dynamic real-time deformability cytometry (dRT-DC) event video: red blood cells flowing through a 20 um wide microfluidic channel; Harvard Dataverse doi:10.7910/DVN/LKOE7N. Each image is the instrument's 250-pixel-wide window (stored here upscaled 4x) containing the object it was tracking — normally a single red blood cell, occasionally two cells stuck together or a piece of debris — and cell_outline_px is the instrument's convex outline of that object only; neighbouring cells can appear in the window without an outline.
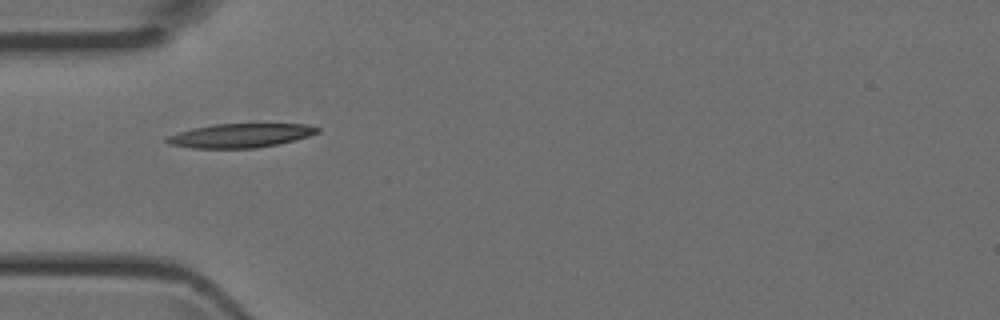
{"species": "Egyptian fruit bat (a non-hibernating species)", "species_latin": "Rousettus aegyptiacus", "temperature_condition": "room temperature", "stored_images_in_passage": 3, "camera_frame_rate_fps": 3000, "um_per_image_px": 0.085, "animal": {"sex": "female"}, "frame": {"image": 1, "passage_image": 3, "time_ms": 0.667, "image_size_px": [1000, 320], "cell_outline_px": [[320, 132], [308, 136], [280, 144], [256, 148], [192, 148], [168, 144], [164, 140], [168, 136], [180, 132], [212, 124], [308, 124], [320, 128]], "centroid_in_image_um": [20.47, 11.52], "position_along_channel_um": 64.5, "area_um2": 20.98}}